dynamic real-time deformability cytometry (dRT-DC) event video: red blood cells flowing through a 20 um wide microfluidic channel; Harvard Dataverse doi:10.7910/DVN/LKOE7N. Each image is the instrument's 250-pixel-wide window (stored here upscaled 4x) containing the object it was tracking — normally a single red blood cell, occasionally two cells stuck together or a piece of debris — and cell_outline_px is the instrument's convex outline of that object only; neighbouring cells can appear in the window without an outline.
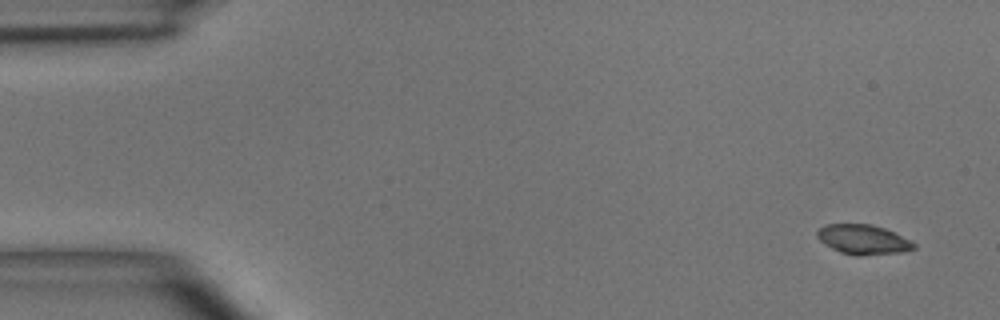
{"species": "common noctule bat (a hibernating species)", "species_latin": "Nyctalus noctula", "temperature_condition": "room temperature", "stored_images_in_passage": 3, "camera_frame_rate_fps": 3000, "um_per_image_px": 0.085, "animal": {"sex": "male", "body_mass_g": 15.6}, "frame": {"image": 1, "passage_image": 1, "time_ms": 0.0, "image_size_px": [1000, 320], "cell_outline_px": [[916, 248], [904, 252], [860, 256], [856, 256], [840, 252], [824, 244], [816, 236], [816, 232], [824, 224], [872, 224], [884, 228], [916, 244]], "centroid_in_image_um": [73.34, 20.37], "position_along_channel_um": 11.7, "area_um2": 16.7}}